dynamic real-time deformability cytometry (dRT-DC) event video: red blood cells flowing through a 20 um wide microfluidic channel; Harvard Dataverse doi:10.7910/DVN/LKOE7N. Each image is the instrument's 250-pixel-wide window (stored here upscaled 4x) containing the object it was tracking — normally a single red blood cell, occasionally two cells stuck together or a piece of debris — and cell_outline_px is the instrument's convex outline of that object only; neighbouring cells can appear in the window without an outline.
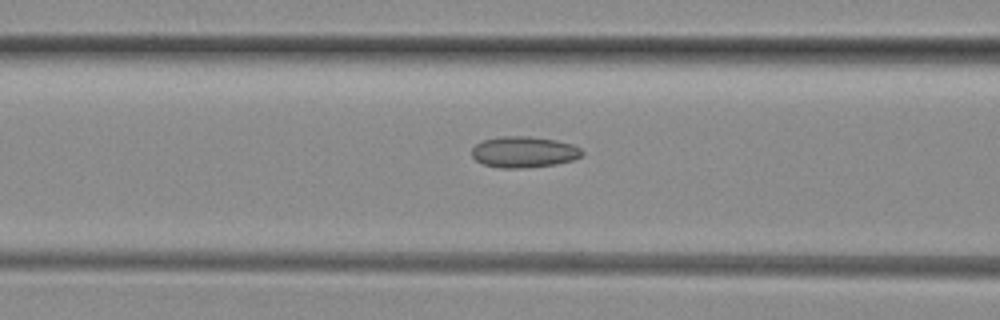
{"species": "common noctule bat (a hibernating species)", "species_latin": "Nyctalus noctula", "temperature_condition": "room temperature", "stored_images_in_passage": 31, "camera_frame_rate_fps": 3000, "um_per_image_px": 0.085, "animal": {"sex": "female", "body_mass_g": 29.2, "forearm_length_mm": 56.3}, "frame": {"image": 1, "passage_image": 10, "time_ms": 3.0, "image_size_px": [1000, 320], "cell_outline_px": [[584, 152], [580, 156], [572, 160], [556, 164], [524, 168], [500, 168], [484, 164], [476, 160], [472, 156], [472, 148], [476, 144], [484, 140], [500, 136], [528, 136], [556, 140], [572, 144], [580, 148]], "centroid_in_image_um": [44.52, 12.92], "position_along_channel_um": 122.1, "area_um2": 19.94}}
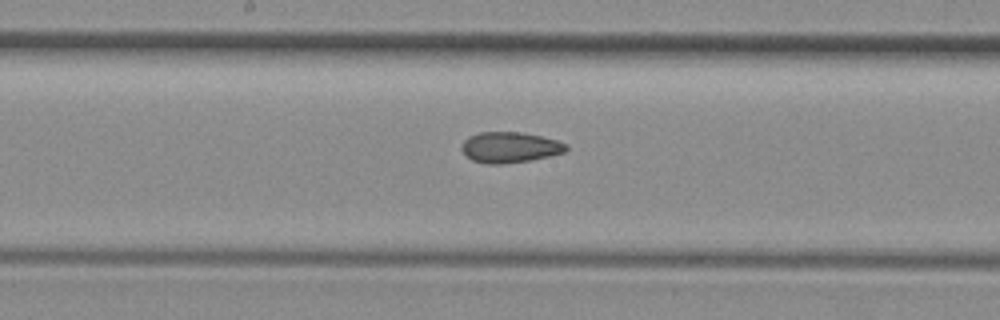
{"frame": {"image": 2, "passage_image": 16, "time_ms": 5.0, "image_size_px": [1000, 320], "cell_outline_px": [[568, 148], [564, 152], [548, 156], [528, 160], [500, 164], [484, 164], [472, 160], [460, 148], [460, 144], [468, 136], [480, 132], [520, 132], [540, 136], [556, 140], [568, 144]], "centroid_in_image_um": [43.3, 12.51], "position_along_channel_um": 204.9, "area_um2": 18.61}}
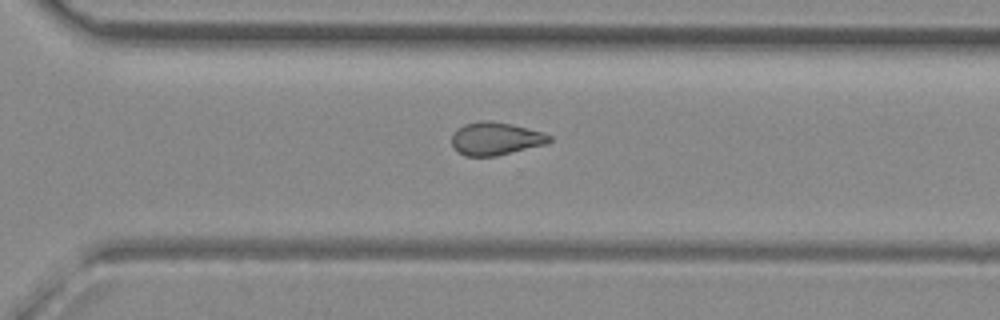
{"frame": {"image": 3, "passage_image": 25, "time_ms": 8.0, "image_size_px": [1000, 320], "cell_outline_px": [[552, 140], [548, 144], [496, 156], [464, 156], [452, 144], [452, 136], [456, 128], [464, 124], [480, 120], [488, 120], [512, 124], [544, 132], [552, 136]], "centroid_in_image_um": [42.17, 11.77], "position_along_channel_um": 328.4, "area_um2": 18.9}}